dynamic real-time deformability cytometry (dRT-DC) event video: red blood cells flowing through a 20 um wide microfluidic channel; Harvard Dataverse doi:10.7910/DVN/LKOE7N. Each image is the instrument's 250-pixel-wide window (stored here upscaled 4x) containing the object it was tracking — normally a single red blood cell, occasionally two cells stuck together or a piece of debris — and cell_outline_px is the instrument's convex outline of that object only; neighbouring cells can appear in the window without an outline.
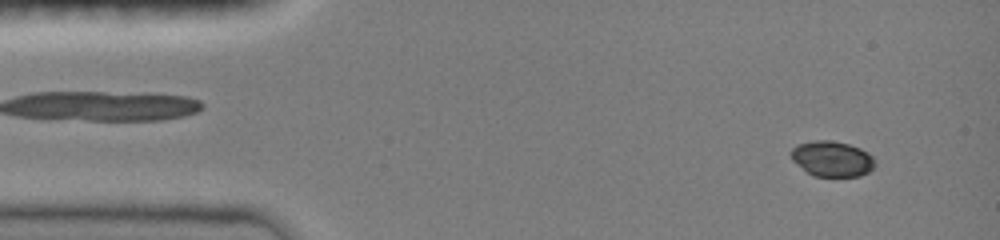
{"species": "common noctule bat (a hibernating species)", "species_latin": "Nyctalus noctula", "temperature_condition": "room temperature", "stored_images_in_passage": 14, "camera_frame_rate_fps": 3000, "um_per_image_px": 0.085, "animal": {"sex": "female", "body_mass_g": 19.0, "forearm_length_mm": 51.5}, "frame": {"image": 1, "passage_image": 3, "time_ms": 0.667, "image_size_px": [1000, 240], "cell_outline_px": [[876, 164], [868, 172], [860, 176], [812, 176], [792, 160], [788, 152], [796, 144], [812, 140], [828, 140], [848, 144], [860, 148], [868, 152], [876, 160]], "centroid_in_image_um": [70.7, 13.49], "position_along_channel_um": 14.3, "area_um2": 17.57}}
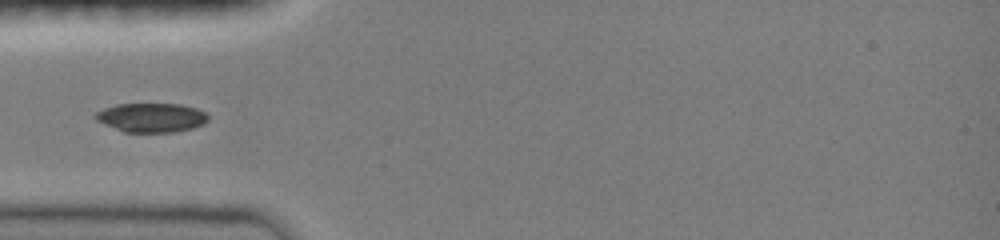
{"frame": {"image": 2, "passage_image": 11, "time_ms": 4.333, "image_size_px": [1000, 240], "cell_outline_px": [[208, 120], [204, 124], [192, 128], [172, 132], [124, 132], [104, 124], [96, 120], [92, 116], [96, 112], [104, 108], [116, 104], [180, 104], [196, 108], [204, 112], [208, 116]], "centroid_in_image_um": [12.84, 9.99], "position_along_channel_um": 72.2, "area_um2": 19.13}}
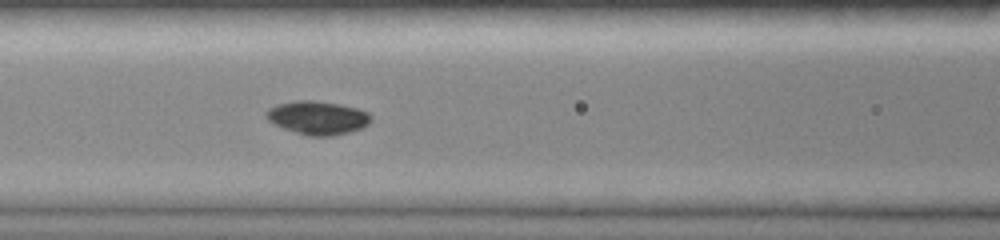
{"frame": {"image": 3, "passage_image": 14, "time_ms": 6.0, "image_size_px": [1000, 240], "cell_outline_px": [[372, 120], [368, 124], [352, 132], [332, 136], [308, 136], [284, 128], [268, 120], [264, 116], [264, 112], [268, 108], [276, 104], [296, 100], [312, 100], [340, 104], [356, 108], [368, 112], [372, 116]], "centroid_in_image_um": [26.99, 10.0], "position_along_channel_um": 139.6, "area_um2": 20.58}}